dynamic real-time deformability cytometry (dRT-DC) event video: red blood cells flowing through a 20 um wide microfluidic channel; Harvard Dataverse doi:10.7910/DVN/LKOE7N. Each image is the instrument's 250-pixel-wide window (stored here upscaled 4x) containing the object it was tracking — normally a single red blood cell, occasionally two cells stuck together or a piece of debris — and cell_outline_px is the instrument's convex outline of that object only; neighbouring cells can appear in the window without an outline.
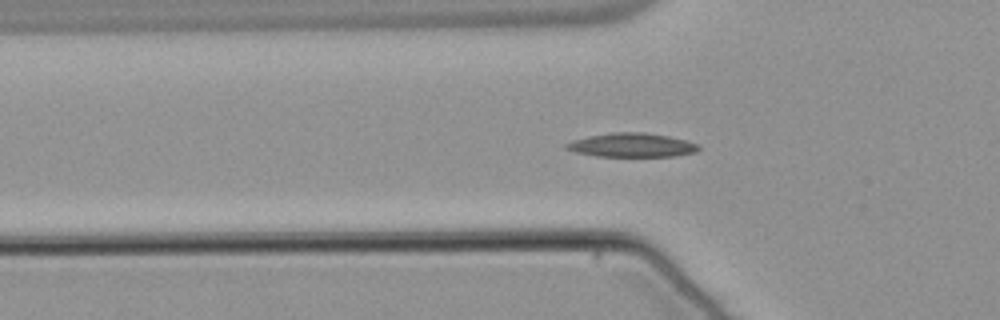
{"species": "common noctule bat (a hibernating species)", "species_latin": "Nyctalus noctula", "temperature_condition": "warm", "stored_images_in_passage": 55, "segment_of_instrument_passage": [1, 2], "camera_frame_rate_fps": 3000, "um_per_image_px": 0.085, "animal": {"sex": "male", "body_mass_g": 21.5, "forearm_length_mm": 52.0}, "frame": {"image": 1, "passage_image": 18, "time_ms": 5.667, "image_size_px": [1000, 320], "cell_outline_px": [[700, 148], [696, 152], [676, 156], [596, 156], [576, 152], [564, 148], [564, 144], [572, 140], [588, 136], [612, 132], [644, 132], [668, 136], [684, 140], [696, 144]], "centroid_in_image_um": [53.66, 12.33], "position_along_channel_um": 72.1, "area_um2": 18.38}}
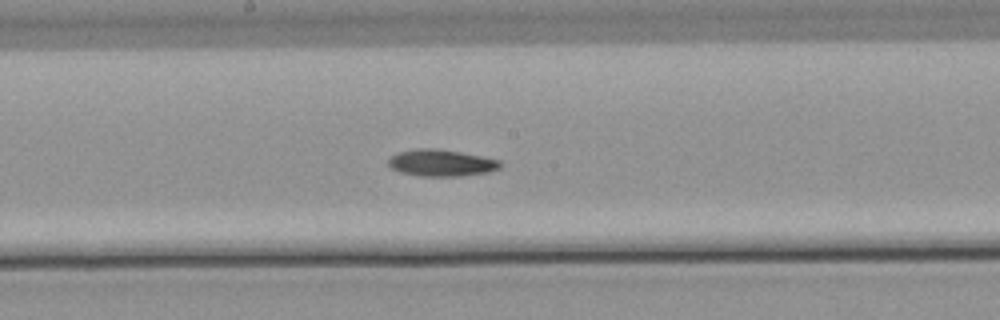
{"frame": {"image": 2, "passage_image": 29, "time_ms": 9.333, "image_size_px": [1000, 320], "cell_outline_px": [[504, 164], [500, 168], [488, 172], [460, 176], [420, 176], [400, 172], [392, 168], [388, 164], [388, 160], [392, 156], [400, 152], [416, 148], [440, 148], [484, 156], [500, 160]], "centroid_in_image_um": [37.56, 13.83], "position_along_channel_um": 210.6, "area_um2": 17.63}}
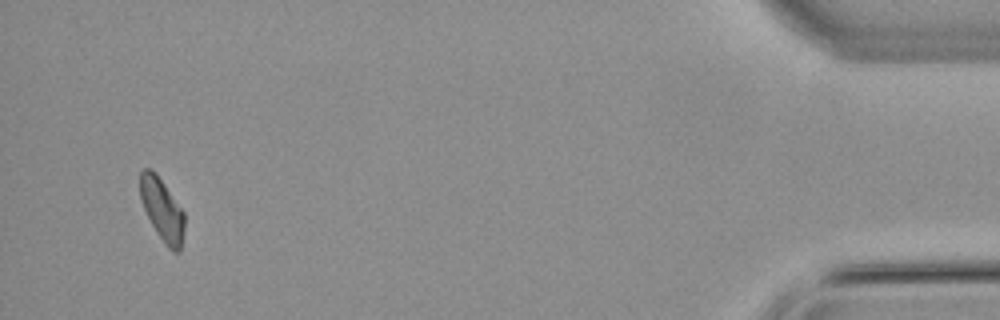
{"frame": {"image": 3, "passage_image": 52, "time_ms": 17.0, "image_size_px": [1000, 320], "cell_outline_px": [[184, 228], [180, 252], [172, 252], [168, 248], [156, 232], [140, 200], [140, 172], [144, 168], [152, 168], [156, 172], [184, 212]], "centroid_in_image_um": [13.77, 17.8], "position_along_channel_um": 421.4, "area_um2": 16.13}}